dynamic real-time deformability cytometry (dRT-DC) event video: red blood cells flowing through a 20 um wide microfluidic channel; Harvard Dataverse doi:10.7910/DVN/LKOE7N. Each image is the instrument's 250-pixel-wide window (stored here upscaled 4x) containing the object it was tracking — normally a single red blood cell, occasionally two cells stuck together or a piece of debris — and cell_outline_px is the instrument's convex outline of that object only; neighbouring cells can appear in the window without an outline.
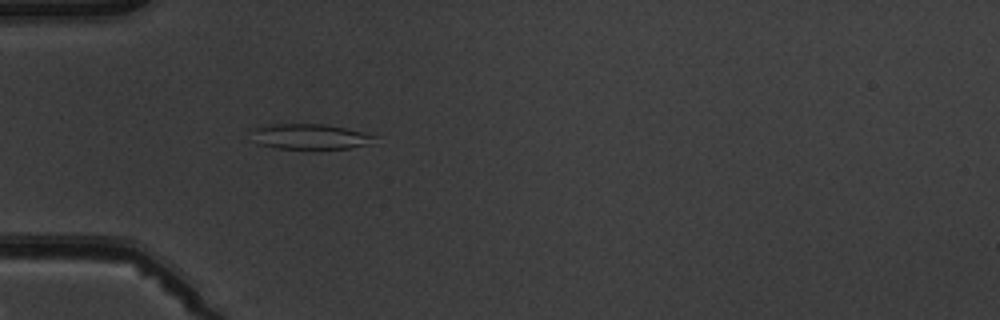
{"species": "common noctule bat (a hibernating species)", "species_latin": "Nyctalus noctula", "temperature_condition": "warm", "stored_images_in_passage": 1, "camera_frame_rate_fps": 3000, "um_per_image_px": 0.085, "animal": {"sex": "male", "body_mass_g": 19.5, "forearm_length_mm": 54.6}, "frame": {"image": 1, "passage_image": 1, "time_ms": 0.0, "image_size_px": [1000, 320], "cell_outline_px": [[376, 136], [364, 144], [348, 148], [272, 148], [256, 144], [248, 128], [272, 124], [324, 124], [344, 128]], "centroid_in_image_um": [26.14, 11.59], "position_along_channel_um": 58.9, "area_um2": 17.86}}